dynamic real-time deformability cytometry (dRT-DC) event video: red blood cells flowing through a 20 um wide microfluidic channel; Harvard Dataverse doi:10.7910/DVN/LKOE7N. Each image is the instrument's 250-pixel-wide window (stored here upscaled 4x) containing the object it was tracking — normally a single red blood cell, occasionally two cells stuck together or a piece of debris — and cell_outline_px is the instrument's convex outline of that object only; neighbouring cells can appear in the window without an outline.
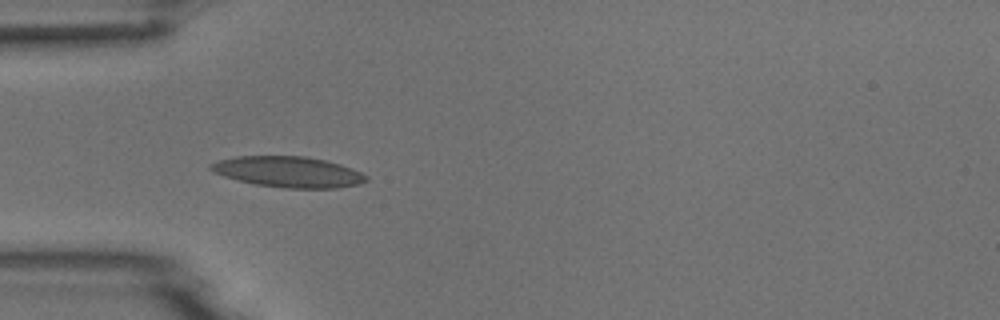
{"species": "common noctule bat (a hibernating species)", "species_latin": "Nyctalus noctula", "temperature_condition": "room temperature", "stored_images_in_passage": 10, "camera_frame_rate_fps": 3000, "um_per_image_px": 0.085, "animal": {"sex": "male", "body_mass_g": 18.8}, "frame": {"image": 1, "passage_image": 4, "time_ms": 1.0, "image_size_px": [1000, 320], "cell_outline_px": [[368, 180], [360, 184], [336, 188], [284, 188], [256, 184], [224, 176], [212, 172], [208, 168], [208, 164], [220, 160], [236, 156], [304, 156], [324, 160], [340, 164], [352, 168], [368, 176]], "centroid_in_image_um": [24.51, 14.61], "position_along_channel_um": 60.5, "area_um2": 27.86}}